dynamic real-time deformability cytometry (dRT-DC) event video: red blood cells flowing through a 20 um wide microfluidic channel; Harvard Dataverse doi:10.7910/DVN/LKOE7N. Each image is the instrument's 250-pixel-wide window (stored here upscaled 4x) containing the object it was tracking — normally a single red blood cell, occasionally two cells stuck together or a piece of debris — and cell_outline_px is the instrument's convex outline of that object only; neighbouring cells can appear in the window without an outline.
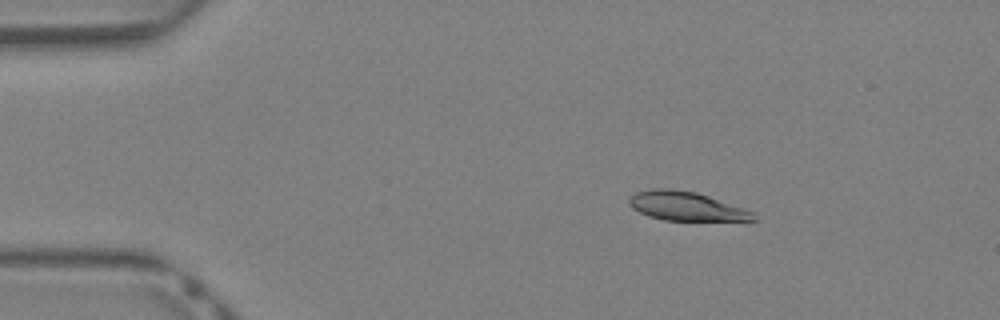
{"species": "Egyptian fruit bat (a non-hibernating species)", "species_latin": "Rousettus aegyptiacus", "temperature_condition": "warm", "stored_images_in_passage": 40, "camera_frame_rate_fps": 3000, "um_per_image_px": 0.085, "animal": {"sex": "female"}, "frame": {"image": 1, "passage_image": 6, "time_ms": 1.667, "image_size_px": [1000, 320], "cell_outline_px": [[756, 220], [664, 220], [648, 216], [632, 208], [628, 204], [628, 200], [636, 192], [652, 188], [672, 188], [696, 192], [744, 208], [752, 212]], "centroid_in_image_um": [58.26, 17.51], "position_along_channel_um": 26.7, "area_um2": 20.75}}
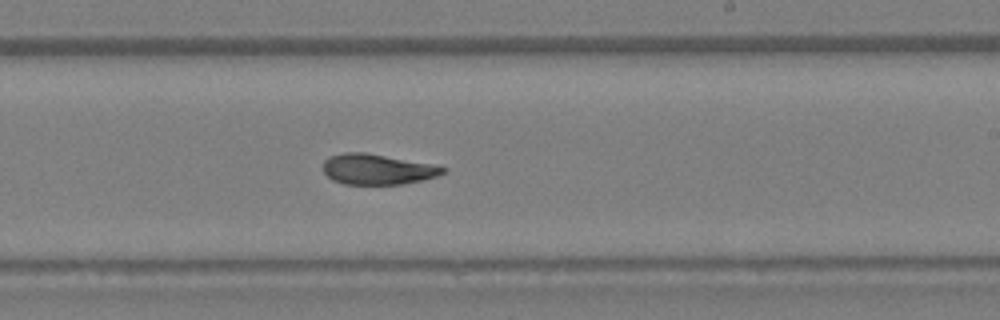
{"frame": {"image": 2, "passage_image": 24, "time_ms": 7.667, "image_size_px": [1000, 320], "cell_outline_px": [[448, 168], [444, 172], [436, 176], [420, 180], [400, 184], [344, 184], [332, 180], [324, 172], [324, 160], [328, 156], [344, 152], [364, 152], [432, 164]], "centroid_in_image_um": [32.04, 14.38], "position_along_channel_um": 257.0, "area_um2": 21.1}}
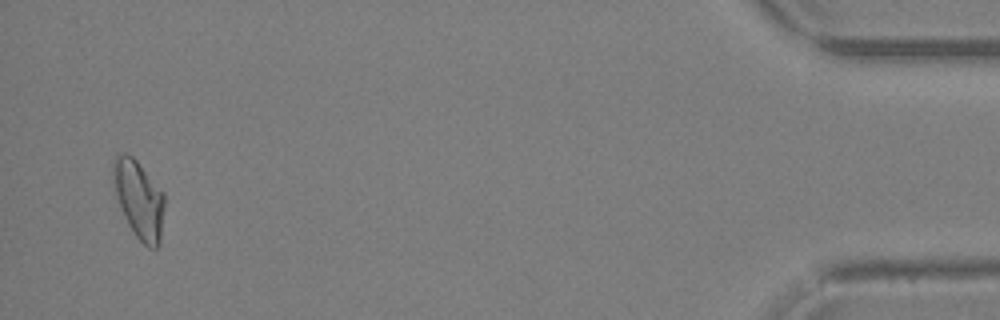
{"frame": {"image": 3, "passage_image": 39, "time_ms": 12.667, "image_size_px": [1000, 320], "cell_outline_px": [[164, 208], [160, 244], [156, 248], [148, 248], [136, 236], [128, 224], [124, 216], [116, 192], [112, 172], [112, 164], [116, 156], [124, 152], [132, 156], [136, 160], [164, 192]], "centroid_in_image_um": [11.83, 16.95], "position_along_channel_um": 423.4, "area_um2": 23.06}}